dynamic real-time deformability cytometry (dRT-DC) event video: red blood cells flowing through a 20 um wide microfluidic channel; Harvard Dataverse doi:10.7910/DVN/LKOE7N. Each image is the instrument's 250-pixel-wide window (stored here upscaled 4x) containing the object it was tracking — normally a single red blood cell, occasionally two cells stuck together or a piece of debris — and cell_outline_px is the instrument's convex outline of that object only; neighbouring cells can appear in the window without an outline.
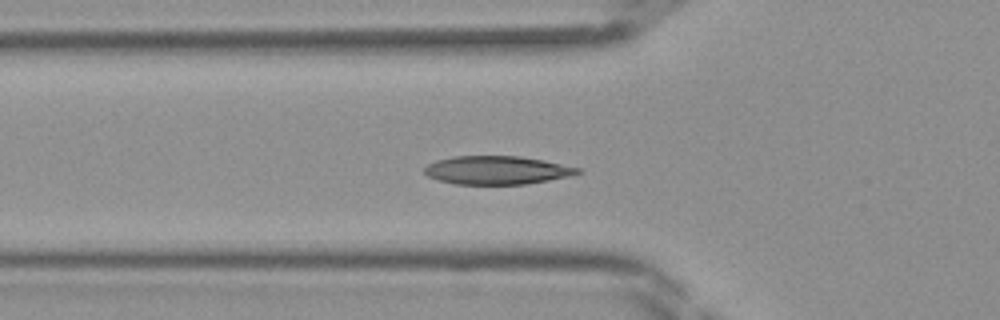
{"species": "Egyptian fruit bat (a non-hibernating species)", "species_latin": "Rousettus aegyptiacus", "temperature_condition": "room temperature", "stored_images_in_passage": 46, "segment_of_instrument_passage": [1, 2], "camera_frame_rate_fps": 3000, "um_per_image_px": 0.085, "frame": {"image": 1, "passage_image": 16, "time_ms": 5.0, "image_size_px": [1000, 320], "cell_outline_px": [[584, 172], [568, 176], [548, 180], [524, 184], [456, 184], [440, 180], [428, 176], [424, 172], [424, 168], [428, 164], [436, 160], [452, 156], [520, 156], [544, 160], [580, 168]], "centroid_in_image_um": [42.24, 14.45], "position_along_channel_um": 83.6, "area_um2": 25.26}}
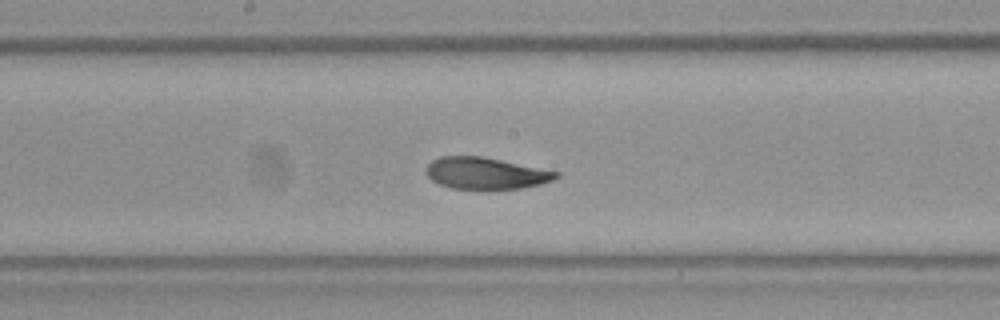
{"frame": {"image": 2, "passage_image": 24, "time_ms": 7.667, "image_size_px": [1000, 320], "cell_outline_px": [[560, 176], [552, 180], [540, 184], [520, 188], [452, 188], [440, 184], [432, 180], [428, 176], [428, 164], [432, 160], [440, 156], [484, 156], [560, 172]], "centroid_in_image_um": [41.31, 14.7], "position_along_channel_um": 206.9, "area_um2": 23.64}}
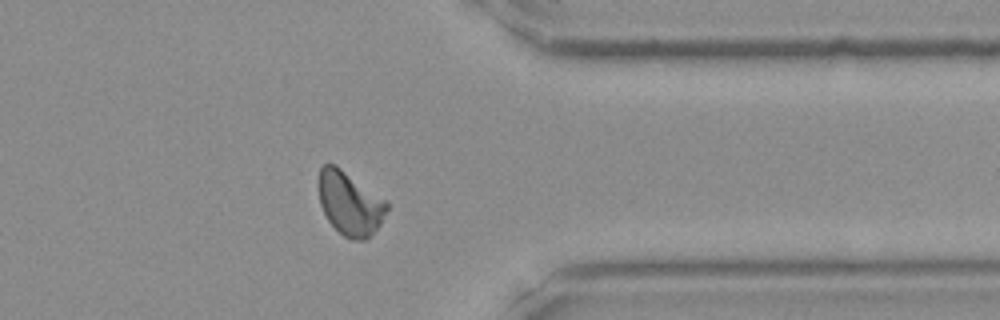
{"frame": {"image": 3, "passage_image": 36, "time_ms": 11.667, "image_size_px": [1000, 320], "cell_outline_px": [[388, 208], [380, 224], [364, 240], [348, 240], [328, 220], [320, 204], [316, 184], [316, 180], [320, 168], [324, 164], [336, 164], [388, 200]], "centroid_in_image_um": [29.71, 17.23], "position_along_channel_um": 381.7, "area_um2": 25.72}}